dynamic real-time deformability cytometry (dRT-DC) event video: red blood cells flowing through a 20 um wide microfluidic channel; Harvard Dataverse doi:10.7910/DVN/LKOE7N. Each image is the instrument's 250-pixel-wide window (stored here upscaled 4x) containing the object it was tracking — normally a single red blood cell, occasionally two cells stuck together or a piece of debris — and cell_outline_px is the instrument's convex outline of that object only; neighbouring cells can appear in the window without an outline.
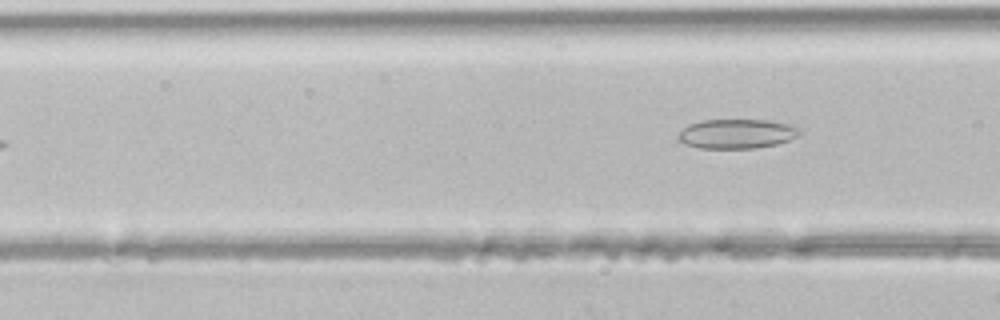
{"species": "common noctule bat (a hibernating species)", "species_latin": "Nyctalus noctula", "temperature_condition": "room temperature", "stored_images_in_passage": 4, "camera_frame_rate_fps": 3000, "um_per_image_px": 0.085, "animal": {"sex": "male", "body_mass_g": 21.5, "forearm_length_mm": 52.0}, "frame": {"image": 1, "passage_image": 4, "time_ms": 1.0, "image_size_px": [1000, 320], "cell_outline_px": [[800, 132], [796, 136], [788, 140], [776, 144], [756, 148], [700, 148], [684, 144], [676, 136], [688, 124], [700, 120], [768, 120], [788, 124], [796, 128]], "centroid_in_image_um": [62.56, 11.37], "position_along_channel_um": 104.0, "area_um2": 20.63}}